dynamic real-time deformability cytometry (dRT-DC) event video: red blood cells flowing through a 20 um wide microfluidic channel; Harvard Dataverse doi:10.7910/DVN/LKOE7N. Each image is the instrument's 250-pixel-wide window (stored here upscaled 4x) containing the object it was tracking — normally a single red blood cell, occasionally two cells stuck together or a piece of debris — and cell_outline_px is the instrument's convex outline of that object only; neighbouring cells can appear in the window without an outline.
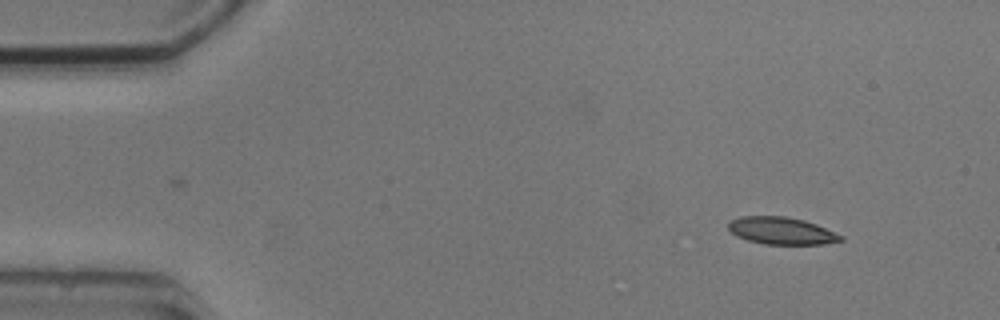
{"species": "common noctule bat (a hibernating species)", "species_latin": "Nyctalus noctula", "temperature_condition": "cold", "stored_images_in_passage": 3, "camera_frame_rate_fps": 3000, "um_per_image_px": 0.085, "animal": {"sex": "male", "body_mass_g": 20.5, "forearm_length_mm": 52.5}, "frame": {"image": 1, "passage_image": 1, "time_ms": 0.0, "image_size_px": [1000, 320], "cell_outline_px": [[844, 240], [824, 244], [764, 244], [748, 240], [736, 236], [728, 228], [728, 220], [740, 216], [784, 216], [804, 220], [816, 224], [844, 236]], "centroid_in_image_um": [66.41, 19.61], "position_along_channel_um": 18.6, "area_um2": 17.92}}
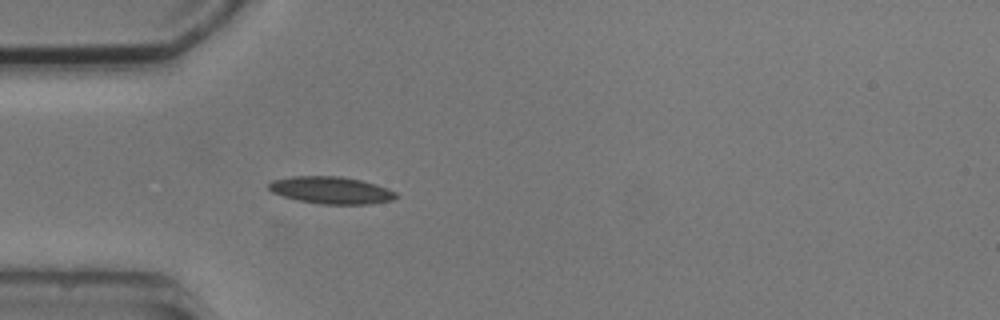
{"frame": {"image": 2, "passage_image": 3, "time_ms": 3.333, "image_size_px": [1000, 320], "cell_outline_px": [[400, 196], [392, 200], [368, 204], [320, 204], [300, 200], [284, 196], [272, 192], [268, 188], [268, 184], [272, 180], [292, 176], [340, 176], [360, 180], [376, 184], [388, 188], [396, 192]], "centroid_in_image_um": [28.17, 16.16], "position_along_channel_um": 56.8, "area_um2": 20.11}}